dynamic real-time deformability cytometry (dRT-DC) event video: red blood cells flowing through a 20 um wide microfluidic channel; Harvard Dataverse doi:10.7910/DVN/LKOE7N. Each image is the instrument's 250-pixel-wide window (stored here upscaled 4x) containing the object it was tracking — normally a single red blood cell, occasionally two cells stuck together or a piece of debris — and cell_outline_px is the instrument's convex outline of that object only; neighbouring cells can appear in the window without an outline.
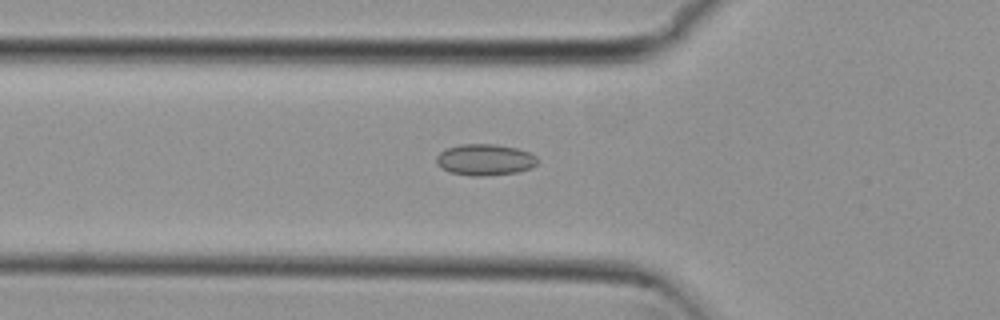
{"species": "common noctule bat (a hibernating species)", "species_latin": "Nyctalus noctula", "temperature_condition": "cold", "stored_images_in_passage": 37, "camera_frame_rate_fps": 3000, "um_per_image_px": 0.085, "animal": {"sex": "female", "body_mass_g": 29.2, "forearm_length_mm": 56.3}, "frame": {"image": 1, "passage_image": 2, "time_ms": 0.333, "image_size_px": [1000, 320], "cell_outline_px": [[536, 164], [532, 168], [516, 172], [484, 176], [472, 176], [448, 172], [440, 168], [436, 164], [436, 156], [440, 152], [448, 148], [460, 144], [496, 144], [516, 148], [528, 152], [536, 156]], "centroid_in_image_um": [41.18, 13.58], "position_along_channel_um": 84.6, "area_um2": 18.5}}
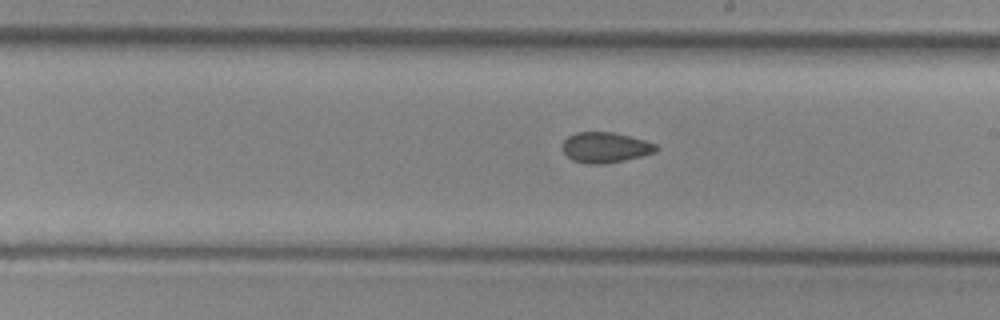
{"frame": {"image": 2, "passage_image": 14, "time_ms": 4.333, "image_size_px": [1000, 320], "cell_outline_px": [[660, 148], [656, 152], [624, 160], [604, 164], [588, 164], [572, 160], [564, 152], [564, 140], [568, 136], [576, 132], [612, 132], [644, 140], [656, 144]], "centroid_in_image_um": [51.47, 12.53], "position_along_channel_um": 237.5, "area_um2": 16.47}}
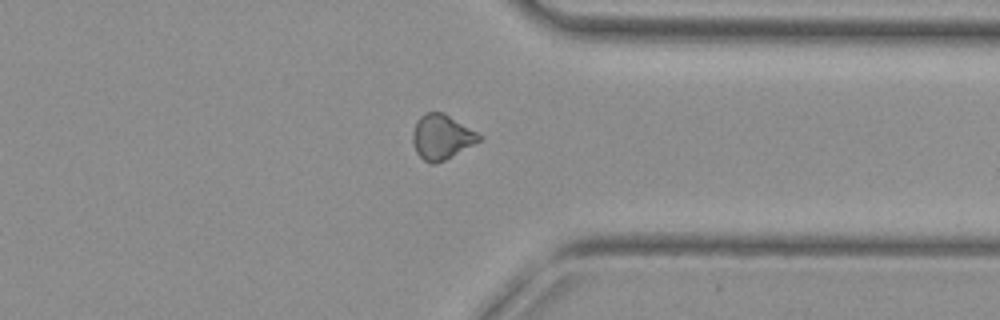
{"frame": {"image": 3, "passage_image": 25, "time_ms": 8.0, "image_size_px": [1000, 320], "cell_outline_px": [[484, 136], [480, 140], [444, 160], [436, 164], [432, 164], [424, 160], [416, 152], [412, 140], [412, 132], [416, 120], [424, 112], [444, 112]], "centroid_in_image_um": [37.51, 11.61], "position_along_channel_um": 373.9, "area_um2": 17.34}}